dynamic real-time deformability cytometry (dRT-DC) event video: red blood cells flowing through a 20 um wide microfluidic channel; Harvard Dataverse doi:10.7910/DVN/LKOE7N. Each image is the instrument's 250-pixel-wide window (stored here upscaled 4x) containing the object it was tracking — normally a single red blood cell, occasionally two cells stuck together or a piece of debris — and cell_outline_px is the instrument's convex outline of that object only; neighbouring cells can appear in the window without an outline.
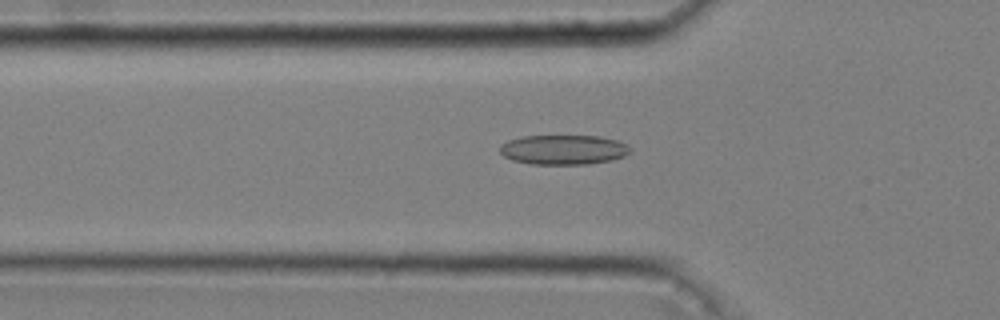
{"species": "common noctule bat (a hibernating species)", "species_latin": "Nyctalus noctula", "temperature_condition": "cold", "stored_images_in_passage": 51, "camera_frame_rate_fps": 3000, "um_per_image_px": 0.085, "animal": {"sex": "male", "body_mass_g": 20.4}, "frame": {"image": 1, "passage_image": 18, "time_ms": 5.667, "image_size_px": [1000, 320], "cell_outline_px": [[632, 152], [624, 156], [612, 160], [588, 164], [532, 164], [512, 160], [504, 156], [500, 152], [500, 144], [508, 140], [520, 136], [600, 136], [616, 140], [632, 148]], "centroid_in_image_um": [47.89, 12.72], "position_along_channel_um": 77.9, "area_um2": 22.66}}
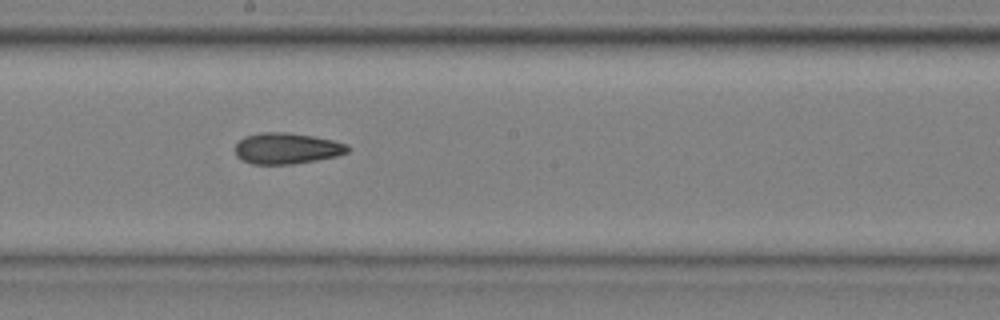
{"frame": {"image": 2, "passage_image": 30, "time_ms": 9.667, "image_size_px": [1000, 320], "cell_outline_px": [[352, 148], [348, 152], [336, 156], [316, 160], [292, 164], [252, 164], [236, 156], [236, 144], [244, 136], [260, 132], [284, 132], [312, 136], [332, 140], [348, 144]], "centroid_in_image_um": [24.39, 12.61], "position_along_channel_um": 223.8, "area_um2": 20.35}}
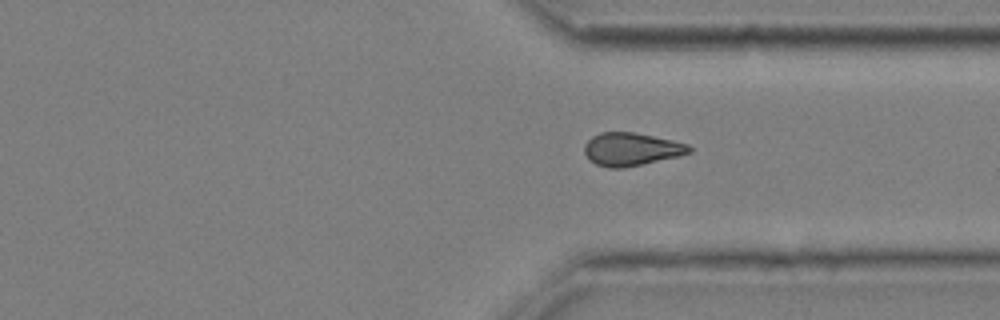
{"frame": {"image": 3, "passage_image": 41, "time_ms": 13.333, "image_size_px": [1000, 320], "cell_outline_px": [[692, 152], [680, 156], [624, 168], [608, 168], [596, 164], [588, 160], [584, 152], [584, 144], [592, 136], [600, 132], [636, 132], [672, 140], [688, 144], [692, 148]], "centroid_in_image_um": [53.65, 12.68], "position_along_channel_um": 357.7, "area_um2": 20.4}, "authors_computed_cell_mechanics": {"area_um2": 20.9236, "velocity_mm_per_s": 3.6381, "shape_relaxation_time_tau1_ms": 7.3481, "shape_relaxation_time_tau2_ms": null, "deformation_change_tau1": 0.1346, "deformation_change_tau2": null}}